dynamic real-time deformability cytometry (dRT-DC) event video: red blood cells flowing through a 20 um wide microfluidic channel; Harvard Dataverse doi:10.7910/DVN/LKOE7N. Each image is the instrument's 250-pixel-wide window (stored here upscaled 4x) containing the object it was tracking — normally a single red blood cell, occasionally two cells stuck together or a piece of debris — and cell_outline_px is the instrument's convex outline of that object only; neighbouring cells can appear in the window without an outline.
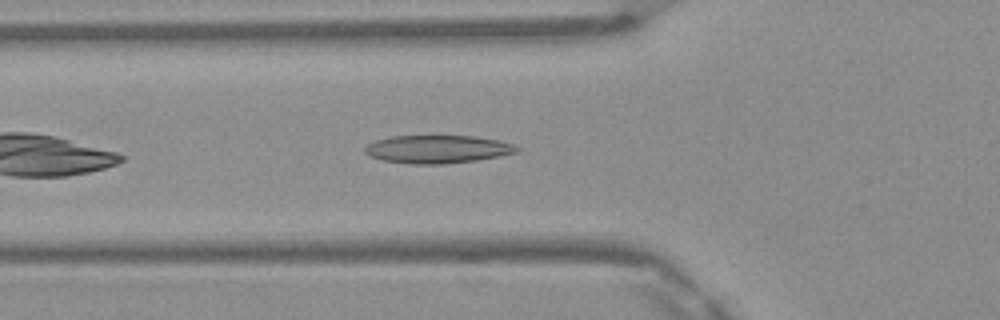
{"species": "Egyptian fruit bat (a non-hibernating species)", "species_latin": "Rousettus aegyptiacus", "temperature_condition": "warm", "stored_images_in_passage": 18, "camera_frame_rate_fps": 3000, "um_per_image_px": 0.085, "frame": {"image": 1, "passage_image": 5, "time_ms": 1.333, "image_size_px": [1000, 320], "cell_outline_px": [[520, 148], [516, 152], [500, 156], [476, 160], [444, 164], [416, 164], [384, 160], [368, 156], [364, 152], [364, 148], [368, 144], [376, 140], [392, 136], [476, 136], [500, 140], [516, 144]], "centroid_in_image_um": [37.22, 12.67], "position_along_channel_um": 88.6, "area_um2": 24.85}}
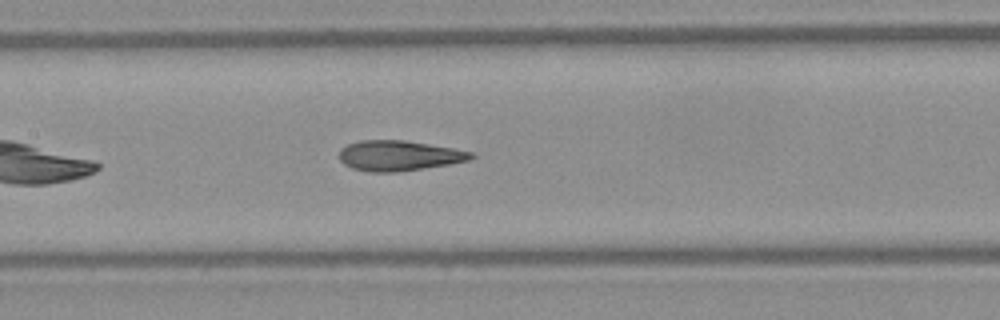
{"frame": {"image": 2, "passage_image": 11, "time_ms": 3.333, "image_size_px": [1000, 320], "cell_outline_px": [[476, 156], [468, 160], [448, 164], [424, 168], [396, 172], [368, 172], [352, 168], [344, 164], [340, 160], [340, 148], [348, 144], [360, 140], [404, 140], [476, 152]], "centroid_in_image_um": [33.9, 13.23], "position_along_channel_um": 173.5, "area_um2": 23.24}}
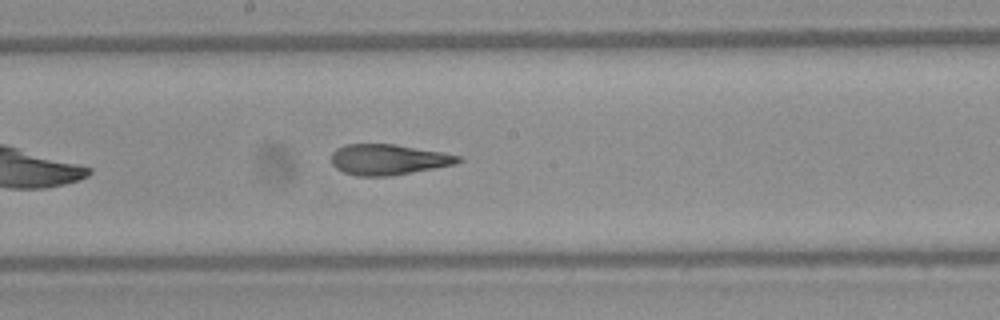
{"frame": {"image": 3, "passage_image": 14, "time_ms": 4.333, "image_size_px": [1000, 320], "cell_outline_px": [[464, 160], [456, 164], [388, 176], [356, 176], [344, 172], [336, 168], [332, 164], [332, 152], [336, 148], [344, 144], [396, 144], [440, 152], [460, 156]], "centroid_in_image_um": [32.98, 13.55], "position_along_channel_um": 215.2, "area_um2": 22.54}}